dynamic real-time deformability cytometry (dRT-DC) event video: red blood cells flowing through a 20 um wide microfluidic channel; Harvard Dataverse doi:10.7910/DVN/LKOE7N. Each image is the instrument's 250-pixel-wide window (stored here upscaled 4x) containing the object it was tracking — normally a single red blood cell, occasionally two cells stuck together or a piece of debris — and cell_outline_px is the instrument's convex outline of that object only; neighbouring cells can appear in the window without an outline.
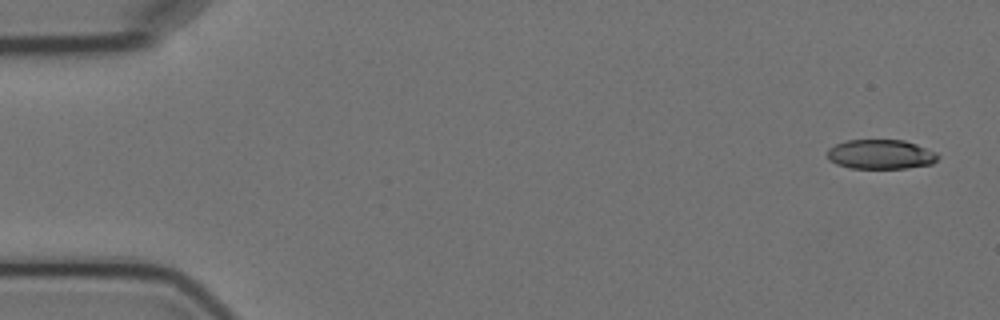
{"species": "Egyptian fruit bat (a non-hibernating species)", "species_latin": "Rousettus aegyptiacus", "temperature_condition": "cold", "stored_images_in_passage": 6, "camera_frame_rate_fps": 3000, "um_per_image_px": 0.085, "animal": {"sex": "female"}, "frame": {"image": 1, "passage_image": 1, "time_ms": 0.0, "image_size_px": [1000, 320], "cell_outline_px": [[940, 156], [932, 164], [908, 168], [848, 168], [836, 164], [828, 160], [828, 148], [836, 144], [848, 140], [904, 140], [916, 144], [936, 152]], "centroid_in_image_um": [74.86, 13.12], "position_along_channel_um": 10.1, "area_um2": 19.07}}
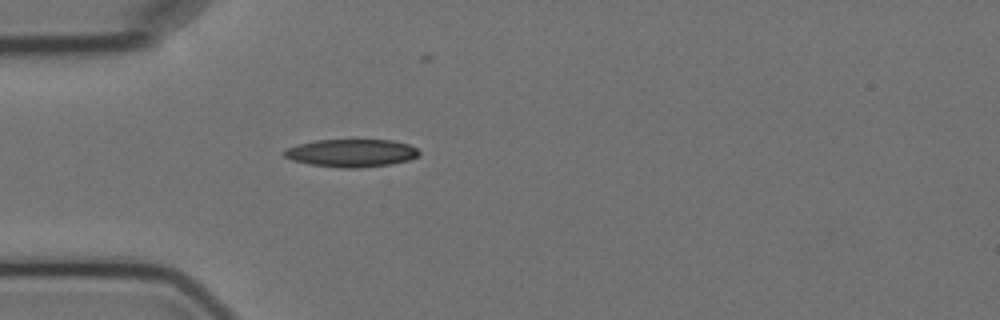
{"frame": {"image": 2, "passage_image": 5, "time_ms": 4.667, "image_size_px": [1000, 320], "cell_outline_px": [[420, 156], [408, 160], [392, 164], [360, 168], [340, 168], [308, 164], [292, 160], [284, 156], [280, 152], [284, 148], [316, 140], [392, 140], [408, 144], [416, 148], [420, 152]], "centroid_in_image_um": [29.85, 13.01], "position_along_channel_um": 55.2, "area_um2": 22.08}}